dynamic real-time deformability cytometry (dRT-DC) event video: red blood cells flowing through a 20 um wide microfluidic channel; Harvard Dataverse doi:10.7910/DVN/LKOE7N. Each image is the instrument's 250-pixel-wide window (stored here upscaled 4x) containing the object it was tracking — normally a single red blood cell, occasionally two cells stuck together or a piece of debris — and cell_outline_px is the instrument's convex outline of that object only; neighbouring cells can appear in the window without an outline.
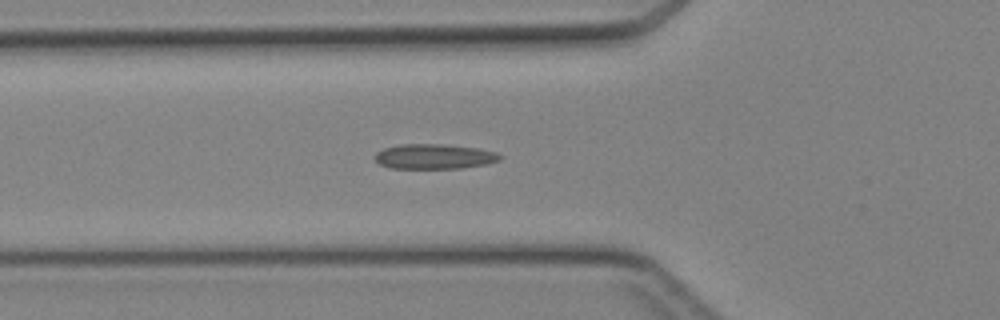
{"species": "Egyptian fruit bat (a non-hibernating species)", "species_latin": "Rousettus aegyptiacus", "temperature_condition": "cold", "stored_images_in_passage": 26, "camera_frame_rate_fps": 3000, "um_per_image_px": 0.085, "animal": {"sex": "female"}, "frame": {"image": 1, "passage_image": 3, "time_ms": 0.667, "image_size_px": [1000, 320], "cell_outline_px": [[504, 156], [500, 160], [484, 164], [460, 168], [392, 168], [380, 164], [376, 160], [376, 152], [384, 148], [400, 144], [444, 144], [476, 148], [496, 152]], "centroid_in_image_um": [36.92, 13.29], "position_along_channel_um": 88.9, "area_um2": 18.03}}
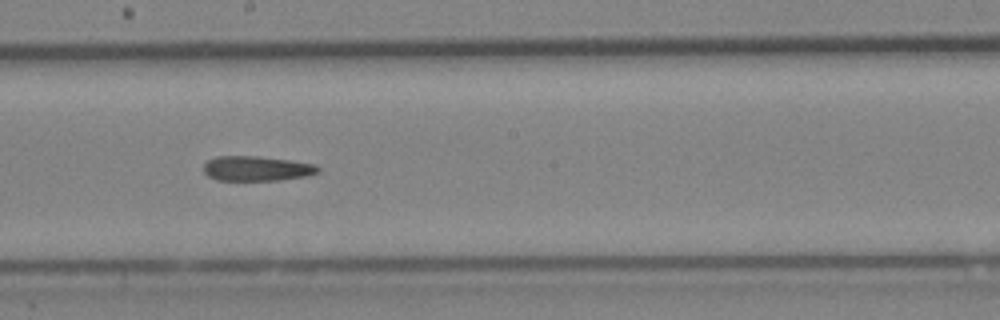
{"frame": {"image": 2, "passage_image": 12, "time_ms": 3.667, "image_size_px": [1000, 320], "cell_outline_px": [[320, 172], [308, 176], [280, 180], [216, 180], [208, 176], [204, 172], [204, 164], [208, 160], [216, 156], [256, 156], [288, 160], [316, 164], [320, 168]], "centroid_in_image_um": [21.84, 14.32], "position_along_channel_um": 226.4, "area_um2": 16.65}}
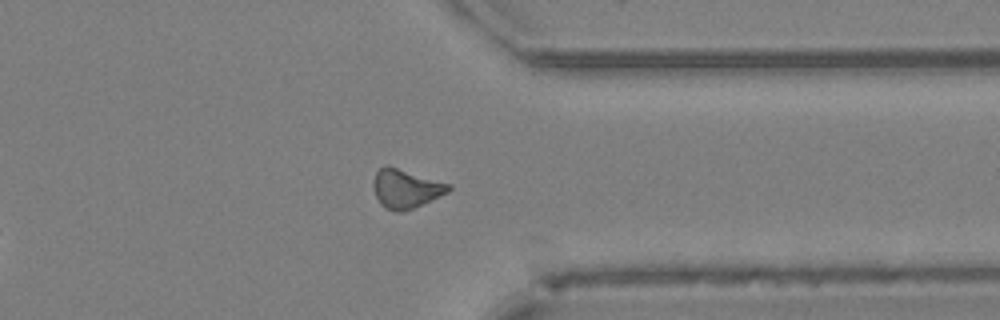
{"frame": {"image": 3, "passage_image": 22, "time_ms": 7.0, "image_size_px": [1000, 320], "cell_outline_px": [[452, 188], [448, 192], [412, 208], [400, 212], [396, 212], [380, 204], [376, 196], [372, 184], [376, 172], [380, 168], [396, 168], [452, 184]], "centroid_in_image_um": [34.51, 16.05], "position_along_channel_um": 376.9, "area_um2": 16.47}}